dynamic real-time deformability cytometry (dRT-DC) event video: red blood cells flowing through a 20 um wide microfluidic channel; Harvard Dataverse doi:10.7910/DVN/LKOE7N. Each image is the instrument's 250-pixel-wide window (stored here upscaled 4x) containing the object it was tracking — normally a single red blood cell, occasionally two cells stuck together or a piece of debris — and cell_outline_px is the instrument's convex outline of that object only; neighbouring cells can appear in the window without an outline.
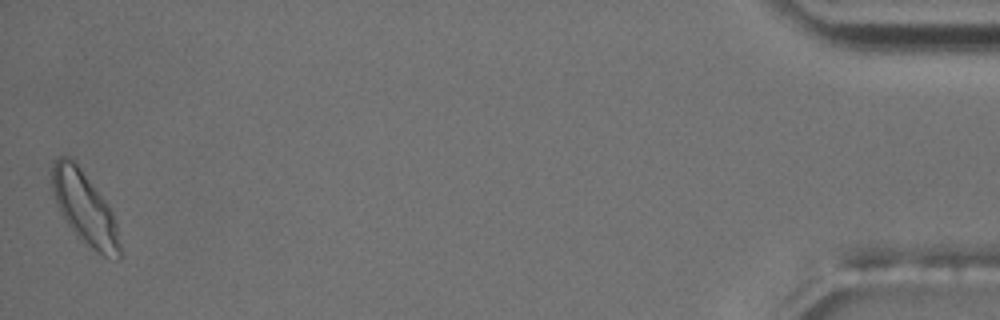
{"species": "common noctule bat (a hibernating species)", "species_latin": "Nyctalus noctula", "temperature_condition": "room temperature", "stored_images_in_passage": 48, "camera_frame_rate_fps": 3000, "um_per_image_px": 0.085, "animal": {"sex": "male", "body_mass_g": 17.5, "forearm_length_mm": 52.3}, "frame": {"image": 1, "passage_image": 48, "time_ms": 15.667, "image_size_px": [1000, 320], "cell_outline_px": [[124, 256], [120, 260], [116, 260], [104, 256], [80, 240], [76, 236], [60, 212], [56, 204], [52, 188], [52, 168], [56, 160], [60, 156], [68, 156], [76, 160], [108, 204], [116, 220]], "centroid_in_image_um": [7.25, 17.73], "position_along_channel_um": 427.9, "area_um2": 29.25}, "authors_computed_cell_mechanics": {"area_um2": 21.2993, "velocity_mm_per_s": 3.6424, "shape_relaxation_time_tau1_ms": 5.9622, "shape_relaxation_time_tau2_ms": 4.4269, "deformation_change_tau1": 0.1242, "deformation_change_tau2": 0.1029}}